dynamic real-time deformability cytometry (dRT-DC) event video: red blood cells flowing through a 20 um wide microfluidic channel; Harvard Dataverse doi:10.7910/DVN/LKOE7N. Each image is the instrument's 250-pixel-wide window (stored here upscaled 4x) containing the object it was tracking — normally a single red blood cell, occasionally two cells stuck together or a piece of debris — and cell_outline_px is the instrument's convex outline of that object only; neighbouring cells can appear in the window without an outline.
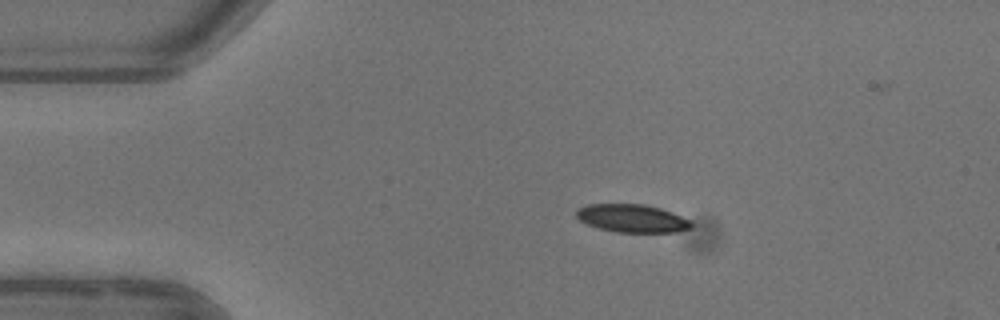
{"species": "common noctule bat (a hibernating species)", "species_latin": "Nyctalus noctula", "temperature_condition": "warm", "stored_images_in_passage": 4, "camera_frame_rate_fps": 3000, "um_per_image_px": 0.085, "animal": {"sex": "female"}, "frame": {"image": 1, "passage_image": 2, "time_ms": 1.0, "image_size_px": [1000, 320], "cell_outline_px": [[692, 228], [676, 232], [616, 232], [600, 228], [588, 224], [580, 220], [576, 216], [576, 212], [580, 208], [588, 204], [644, 204], [660, 208], [672, 212], [692, 220]], "centroid_in_image_um": [53.78, 18.56], "position_along_channel_um": 31.2, "area_um2": 18.73}}
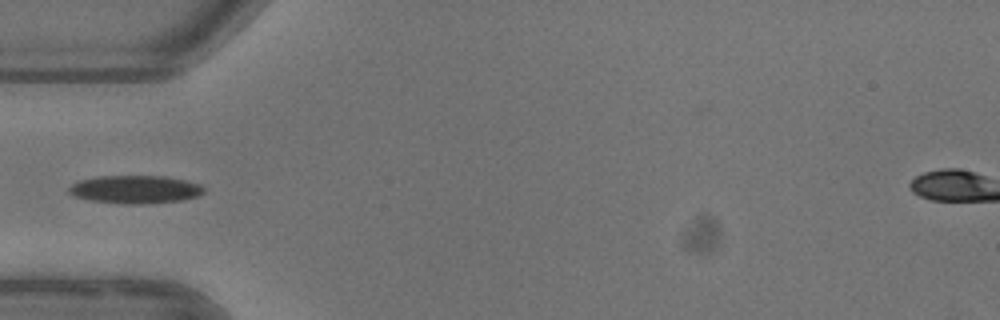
{"frame": {"image": 2, "passage_image": 4, "time_ms": 3.333, "image_size_px": [1000, 320], "cell_outline_px": [[204, 192], [200, 196], [180, 200], [140, 204], [128, 204], [88, 200], [72, 196], [68, 192], [68, 188], [72, 184], [80, 180], [96, 176], [164, 176], [184, 180], [200, 184], [204, 188]], "centroid_in_image_um": [11.46, 16.1], "position_along_channel_um": 73.5, "area_um2": 22.08}}